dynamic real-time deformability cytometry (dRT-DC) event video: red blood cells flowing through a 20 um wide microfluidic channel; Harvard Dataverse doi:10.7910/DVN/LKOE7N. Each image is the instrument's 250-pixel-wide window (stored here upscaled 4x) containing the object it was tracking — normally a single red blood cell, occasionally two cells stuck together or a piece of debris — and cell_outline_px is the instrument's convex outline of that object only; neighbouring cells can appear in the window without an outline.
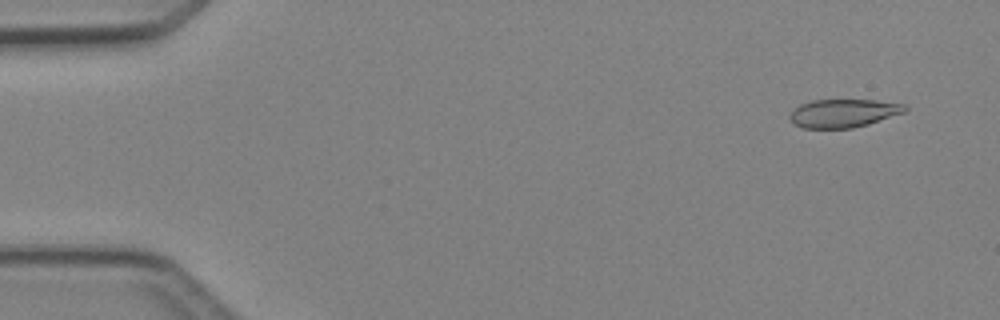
{"species": "Egyptian fruit bat (a non-hibernating species)", "species_latin": "Rousettus aegyptiacus", "temperature_condition": "cold", "stored_images_in_passage": 47, "camera_frame_rate_fps": 3000, "um_per_image_px": 0.085, "animal": {"sex": "female"}, "frame": {"image": 1, "passage_image": 3, "time_ms": 0.667, "image_size_px": [1000, 320], "cell_outline_px": [[908, 108], [904, 112], [868, 124], [852, 128], [804, 128], [796, 124], [788, 116], [800, 104], [812, 100], [876, 100], [904, 104]], "centroid_in_image_um": [71.7, 9.61], "position_along_channel_um": 13.3, "area_um2": 18.73}}
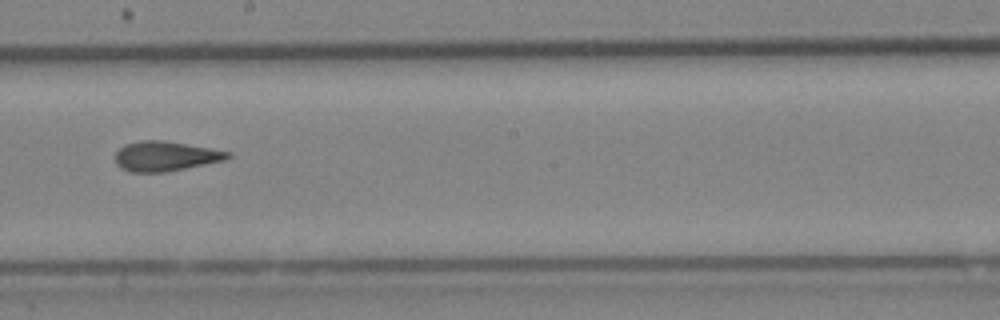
{"frame": {"image": 2, "passage_image": 27, "time_ms": 8.667, "image_size_px": [1000, 320], "cell_outline_px": [[232, 156], [224, 160], [164, 172], [132, 172], [120, 168], [116, 164], [116, 152], [124, 144], [140, 140], [164, 140], [232, 152]], "centroid_in_image_um": [14.04, 13.26], "position_along_channel_um": 234.2, "area_um2": 19.42}}
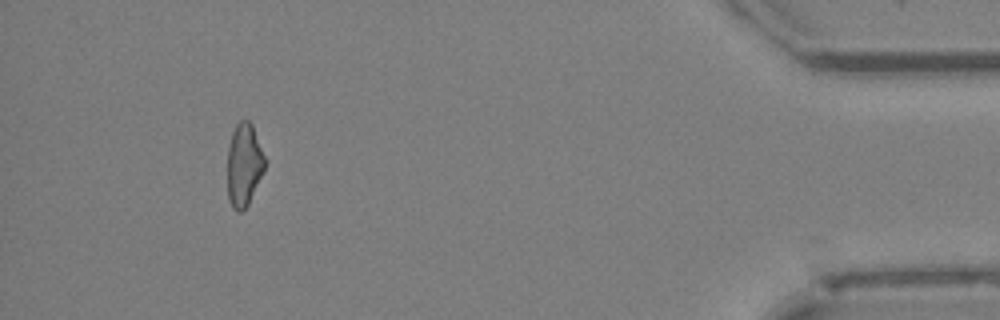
{"frame": {"image": 3, "passage_image": 44, "time_ms": 14.333, "image_size_px": [1000, 320], "cell_outline_px": [[264, 172], [248, 204], [240, 212], [236, 212], [232, 208], [228, 200], [228, 148], [232, 132], [236, 124], [240, 120], [248, 120], [252, 124], [264, 156]], "centroid_in_image_um": [20.73, 14.03], "position_along_channel_um": 414.5, "area_um2": 17.98}, "authors_computed_cell_mechanics": {"area_um2": 19.4786, "velocity_mm_per_s": 4.289, "shape_relaxation_time_tau1_ms": null, "shape_relaxation_time_tau2_ms": 2.3435, "deformation_change_tau1": null, "deformation_change_tau2": 0.0865}}